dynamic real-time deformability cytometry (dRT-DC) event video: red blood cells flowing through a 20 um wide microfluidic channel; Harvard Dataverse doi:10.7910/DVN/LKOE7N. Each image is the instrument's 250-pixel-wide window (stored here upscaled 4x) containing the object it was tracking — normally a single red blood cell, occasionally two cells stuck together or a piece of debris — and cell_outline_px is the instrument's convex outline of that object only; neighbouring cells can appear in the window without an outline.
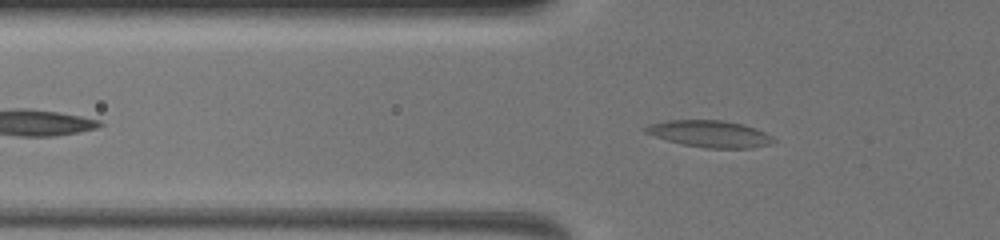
{"species": "common noctule bat (a hibernating species)", "species_latin": "Nyctalus noctula", "temperature_condition": "warm", "stored_images_in_passage": 40, "camera_frame_rate_fps": 3000, "um_per_image_px": 0.085, "animal": {"sex": "female", "body_mass_g": 19.5, "forearm_length_mm": 54.1}, "frame": {"image": 1, "passage_image": 12, "time_ms": 4.0, "image_size_px": [1000, 240], "cell_outline_px": [[776, 140], [772, 144], [752, 148], [704, 148], [684, 144], [668, 140], [644, 132], [644, 128], [648, 124], [668, 120], [724, 120], [756, 128], [772, 136]], "centroid_in_image_um": [60.36, 11.37], "position_along_channel_um": 65.4, "area_um2": 19.88}}
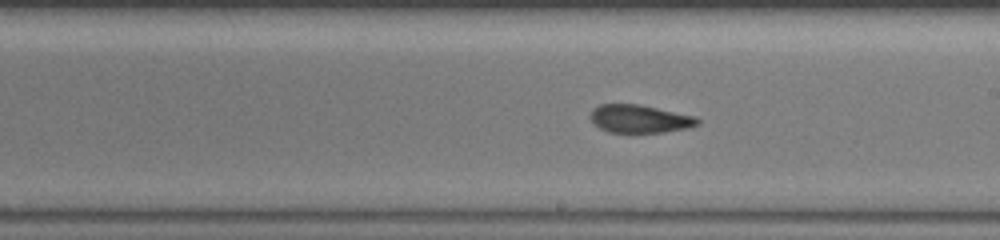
{"frame": {"image": 2, "passage_image": 24, "time_ms": 8.333, "image_size_px": [1000, 240], "cell_outline_px": [[700, 124], [688, 128], [664, 132], [608, 132], [592, 124], [588, 116], [600, 104], [636, 104], [696, 116], [700, 120]], "centroid_in_image_um": [54.37, 10.11], "position_along_channel_um": 234.6, "area_um2": 17.46}}
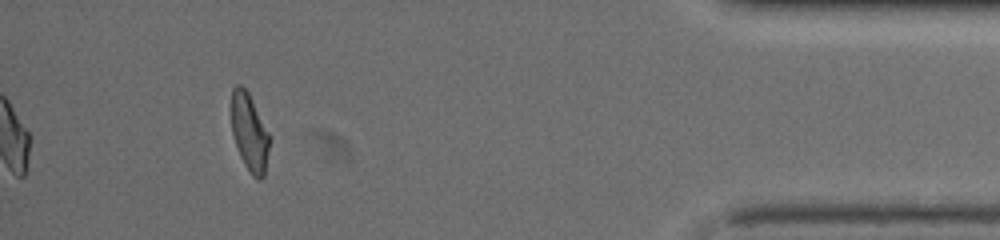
{"frame": {"image": 3, "passage_image": 40, "time_ms": 14.0, "image_size_px": [1000, 240], "cell_outline_px": [[268, 148], [264, 176], [260, 180], [256, 180], [252, 176], [244, 164], [236, 148], [232, 132], [232, 88], [236, 84], [240, 84], [248, 92], [268, 132]], "centroid_in_image_um": [21.18, 11.27], "position_along_channel_um": 414.0, "area_um2": 16.88}, "authors_computed_cell_mechanics": {"area_um2": 18.1492, "velocity_mm_per_s": 4.0261, "shape_relaxation_time_tau1_ms": null, "shape_relaxation_time_tau2_ms": 2.1573, "deformation_change_tau1": null, "deformation_change_tau2": 0.1019}}